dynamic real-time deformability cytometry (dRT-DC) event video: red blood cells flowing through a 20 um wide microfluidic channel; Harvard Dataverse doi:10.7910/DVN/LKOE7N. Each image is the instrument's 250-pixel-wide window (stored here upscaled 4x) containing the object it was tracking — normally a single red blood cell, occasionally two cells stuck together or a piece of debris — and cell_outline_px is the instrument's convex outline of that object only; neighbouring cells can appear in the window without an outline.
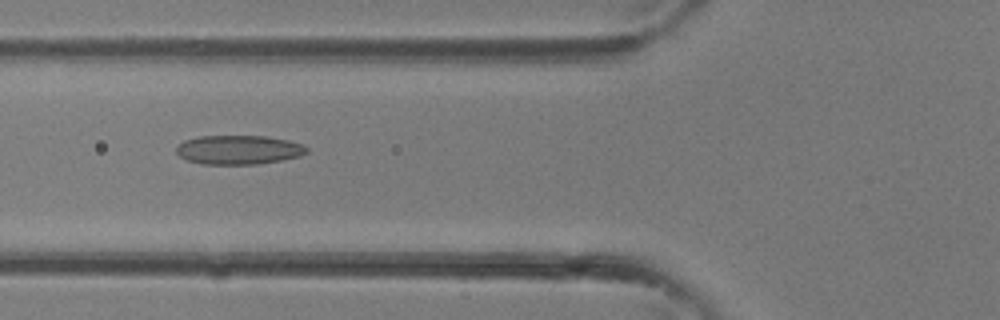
{"species": "common noctule bat (a hibernating species)", "species_latin": "Nyctalus noctula", "temperature_condition": "room temperature", "stored_images_in_passage": 36, "camera_frame_rate_fps": 3000, "um_per_image_px": 0.085, "animal": {"sex": "female"}, "frame": {"image": 1, "passage_image": 14, "time_ms": 4.333, "image_size_px": [1000, 320], "cell_outline_px": [[308, 152], [300, 156], [280, 160], [256, 164], [200, 164], [188, 160], [180, 156], [176, 152], [176, 148], [184, 140], [200, 136], [268, 136], [288, 140], [304, 144], [308, 148]], "centroid_in_image_um": [20.31, 12.73], "position_along_channel_um": 105.5, "area_um2": 22.14}}
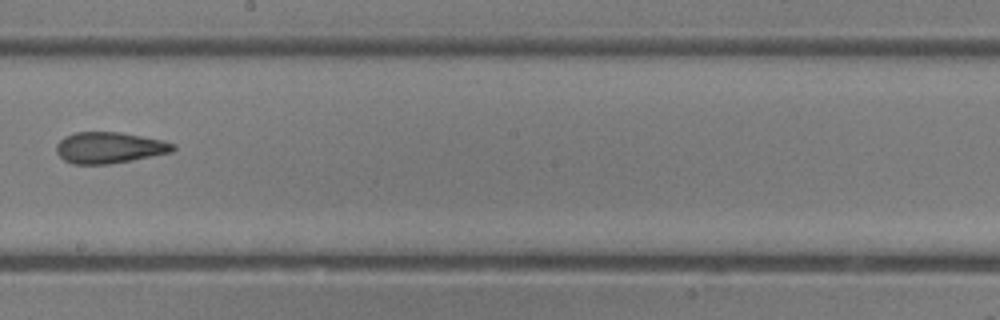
{"frame": {"image": 2, "passage_image": 21, "time_ms": 6.667, "image_size_px": [1000, 320], "cell_outline_px": [[176, 148], [172, 152], [132, 160], [108, 164], [72, 164], [64, 160], [56, 152], [56, 144], [64, 136], [76, 132], [120, 132], [164, 140], [176, 144]], "centroid_in_image_um": [9.3, 12.55], "position_along_channel_um": 238.9, "area_um2": 21.33}}
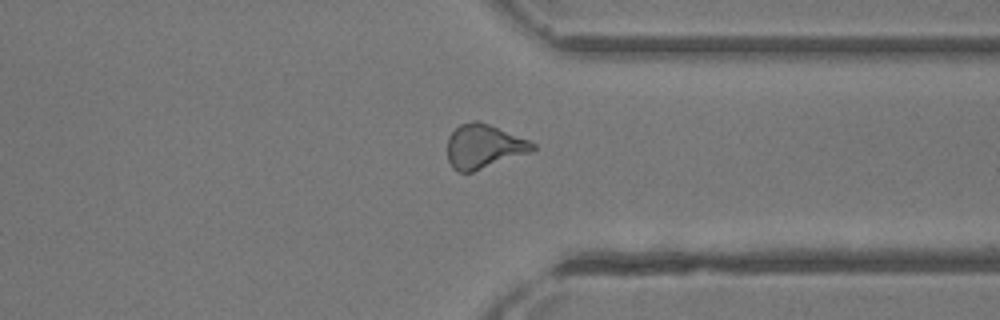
{"frame": {"image": 3, "passage_image": 28, "time_ms": 9.0, "image_size_px": [1000, 320], "cell_outline_px": [[536, 148], [532, 152], [472, 172], [456, 172], [452, 168], [448, 160], [448, 136], [460, 124], [476, 120], [488, 124], [528, 140], [536, 144]], "centroid_in_image_um": [41.11, 12.46], "position_along_channel_um": 370.3, "area_um2": 21.79}}